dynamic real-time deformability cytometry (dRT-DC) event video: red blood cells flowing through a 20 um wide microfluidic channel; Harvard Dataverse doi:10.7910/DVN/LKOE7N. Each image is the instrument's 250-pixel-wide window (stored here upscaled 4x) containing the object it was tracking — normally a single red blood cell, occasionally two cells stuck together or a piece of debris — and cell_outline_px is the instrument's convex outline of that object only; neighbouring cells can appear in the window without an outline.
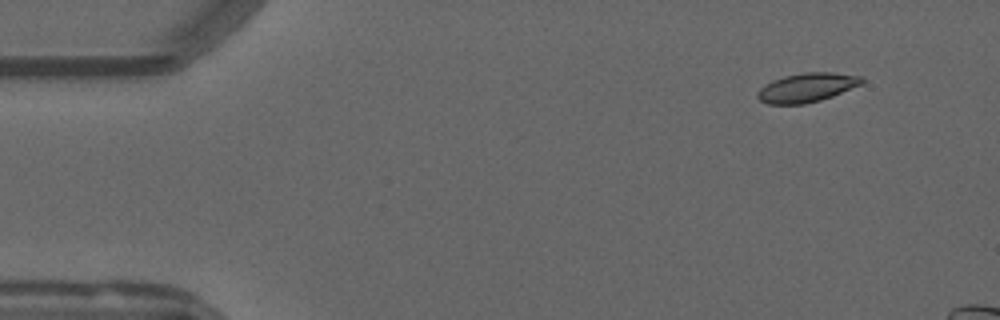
{"species": "common noctule bat (a hibernating species)", "species_latin": "Nyctalus noctula", "temperature_condition": "warm", "stored_images_in_passage": 10, "camera_frame_rate_fps": 3000, "um_per_image_px": 0.085, "animal": {"sex": "male", "forearm_length_mm": 52.5}, "frame": {"image": 1, "passage_image": 2, "time_ms": 0.333, "image_size_px": [1000, 320], "cell_outline_px": [[864, 80], [860, 84], [832, 96], [820, 100], [804, 104], [768, 104], [760, 100], [756, 96], [756, 92], [764, 84], [772, 80], [784, 76], [804, 72], [832, 72], [864, 76]], "centroid_in_image_um": [68.55, 7.43], "position_along_channel_um": 16.4, "area_um2": 17.69}}